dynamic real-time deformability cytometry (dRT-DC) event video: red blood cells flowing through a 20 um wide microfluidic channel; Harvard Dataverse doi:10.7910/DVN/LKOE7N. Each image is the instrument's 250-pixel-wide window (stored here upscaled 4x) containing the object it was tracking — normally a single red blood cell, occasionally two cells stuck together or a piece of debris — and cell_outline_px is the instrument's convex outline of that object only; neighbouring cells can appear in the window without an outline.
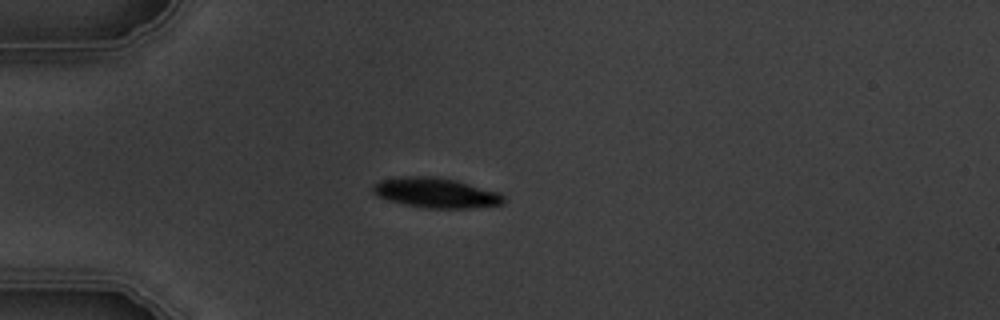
{"species": "common noctule bat (a hibernating species)", "species_latin": "Nyctalus noctula", "temperature_condition": "warm", "stored_images_in_passage": 4, "camera_frame_rate_fps": 3000, "um_per_image_px": 0.085, "animal": {"sex": "male", "body_mass_g": 19.5, "forearm_length_mm": 54.6}, "frame": {"image": 1, "passage_image": 4, "time_ms": 3.667, "image_size_px": [1000, 320], "cell_outline_px": [[504, 204], [472, 208], [432, 208], [408, 204], [388, 200], [376, 196], [372, 192], [372, 184], [380, 180], [404, 176], [436, 176], [456, 180], [500, 192], [504, 196]], "centroid_in_image_um": [37.06, 16.37], "position_along_channel_um": 47.9, "area_um2": 22.89}}